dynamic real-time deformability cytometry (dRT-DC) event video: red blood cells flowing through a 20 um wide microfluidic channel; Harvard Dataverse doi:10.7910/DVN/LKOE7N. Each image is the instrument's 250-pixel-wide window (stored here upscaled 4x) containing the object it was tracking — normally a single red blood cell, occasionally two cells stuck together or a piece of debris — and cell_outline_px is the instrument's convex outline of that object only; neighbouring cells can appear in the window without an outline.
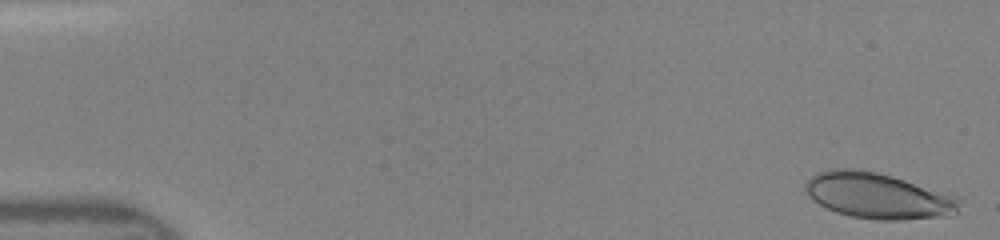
{"species": "human", "species_latin": "Homo sapiens", "temperature_condition": "room temperature", "stored_images_in_passage": 39, "camera_frame_rate_fps": 3000, "um_per_image_px": 0.085, "donor": {"sex": "female"}, "frame": {"image": 1, "passage_image": 1, "time_ms": 0.0, "image_size_px": [1000, 240], "cell_outline_px": [[960, 212], [952, 216], [904, 220], [880, 220], [852, 216], [836, 212], [812, 200], [808, 196], [804, 188], [804, 184], [816, 172], [832, 168], [852, 168], [876, 172], [892, 176], [948, 192], [956, 196], [960, 200]], "centroid_in_image_um": [74.68, 16.64], "position_along_channel_um": 10.3, "area_um2": 41.62}}
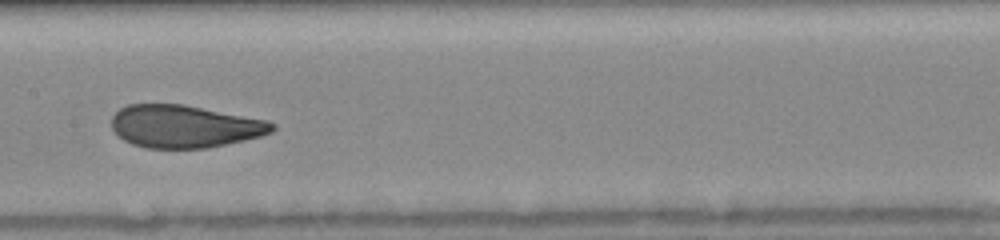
{"frame": {"image": 2, "passage_image": 24, "time_ms": 7.667, "image_size_px": [1000, 240], "cell_outline_px": [[276, 128], [272, 132], [260, 136], [244, 140], [208, 148], [144, 148], [132, 144], [124, 140], [112, 128], [112, 116], [120, 108], [128, 104], [184, 104], [268, 120], [276, 124]], "centroid_in_image_um": [15.7, 10.74], "position_along_channel_um": 191.7, "area_um2": 40.0}}
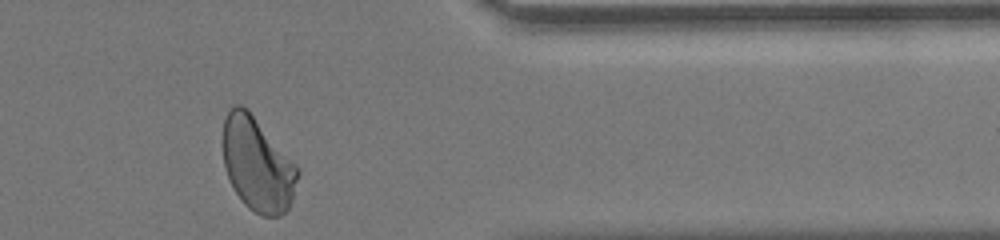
{"frame": {"image": 3, "passage_image": 39, "time_ms": 12.667, "image_size_px": [1000, 240], "cell_outline_px": [[300, 172], [288, 208], [280, 216], [260, 216], [248, 208], [244, 204], [236, 192], [224, 168], [224, 120], [228, 112], [236, 104], [240, 104], [248, 108], [300, 168]], "centroid_in_image_um": [21.9, 13.96], "position_along_channel_um": 389.5, "area_um2": 40.75}}